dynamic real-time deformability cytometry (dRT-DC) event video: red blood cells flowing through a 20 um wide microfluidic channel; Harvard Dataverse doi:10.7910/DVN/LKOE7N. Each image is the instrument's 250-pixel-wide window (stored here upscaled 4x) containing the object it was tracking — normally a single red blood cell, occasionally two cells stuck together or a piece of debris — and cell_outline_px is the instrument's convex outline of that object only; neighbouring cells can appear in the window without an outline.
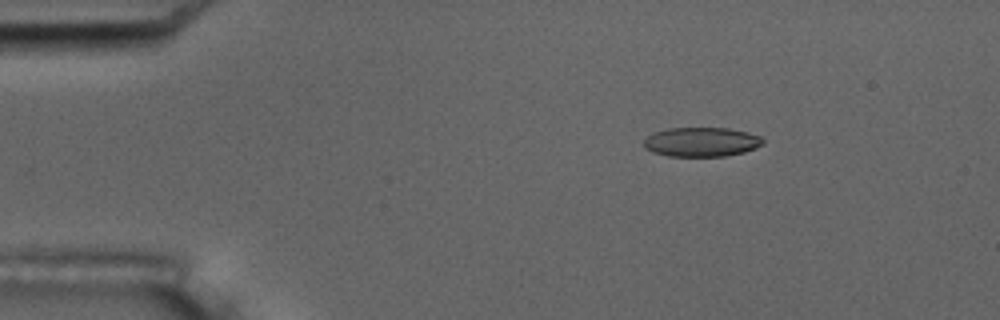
{"species": "common noctule bat (a hibernating species)", "species_latin": "Nyctalus noctula", "temperature_condition": "room temperature", "stored_images_in_passage": 5, "camera_frame_rate_fps": 3000, "um_per_image_px": 0.085, "animal": {"sex": "male", "body_mass_g": 17.5, "forearm_length_mm": 52.3}, "frame": {"image": 1, "passage_image": 3, "time_ms": 2.333, "image_size_px": [1000, 320], "cell_outline_px": [[764, 144], [756, 148], [744, 152], [724, 156], [668, 156], [652, 152], [644, 148], [644, 140], [652, 132], [668, 128], [728, 128], [748, 132], [760, 136], [764, 140]], "centroid_in_image_um": [59.62, 12.06], "position_along_channel_um": 25.4, "area_um2": 20.52}}